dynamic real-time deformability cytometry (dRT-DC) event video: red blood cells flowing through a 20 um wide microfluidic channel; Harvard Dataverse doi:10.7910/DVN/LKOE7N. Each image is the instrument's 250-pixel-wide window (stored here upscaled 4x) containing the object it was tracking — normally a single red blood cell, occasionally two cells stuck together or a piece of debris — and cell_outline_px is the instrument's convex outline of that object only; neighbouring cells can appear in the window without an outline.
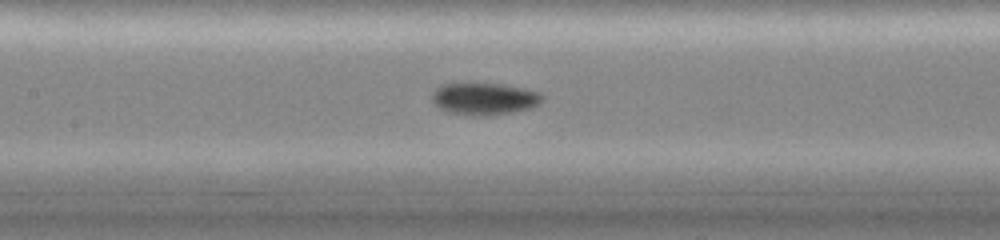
{"species": "common noctule bat (a hibernating species)", "species_latin": "Nyctalus noctula", "temperature_condition": "cold", "stored_images_in_passage": 46, "camera_frame_rate_fps": 3000, "um_per_image_px": 0.085, "animal": {"sex": "female", "body_mass_g": 19.0, "forearm_length_mm": 51.5}, "frame": {"image": 1, "passage_image": 20, "time_ms": 6.333, "image_size_px": [1000, 240], "cell_outline_px": [[544, 96], [540, 104], [532, 108], [512, 112], [488, 116], [472, 116], [444, 112], [432, 100], [432, 92], [440, 84], [504, 84], [524, 88], [540, 92]], "centroid_in_image_um": [41.18, 8.41], "position_along_channel_um": 166.2, "area_um2": 20.87}}
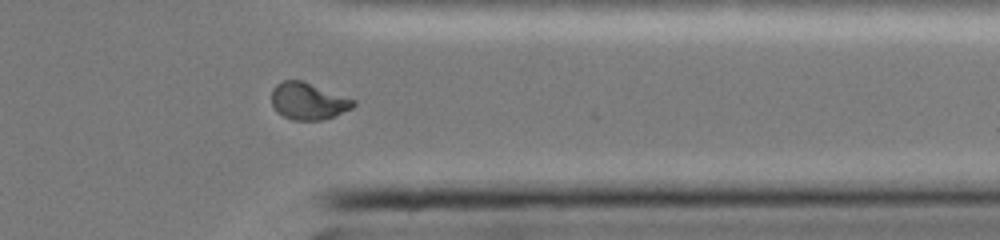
{"frame": {"image": 2, "passage_image": 36, "time_ms": 11.667, "image_size_px": [1000, 240], "cell_outline_px": [[356, 104], [352, 108], [324, 120], [292, 120], [276, 112], [272, 104], [272, 88], [276, 84], [284, 80], [300, 80], [356, 100]], "centroid_in_image_um": [26.18, 8.6], "position_along_channel_um": 385.2, "area_um2": 17.51}}
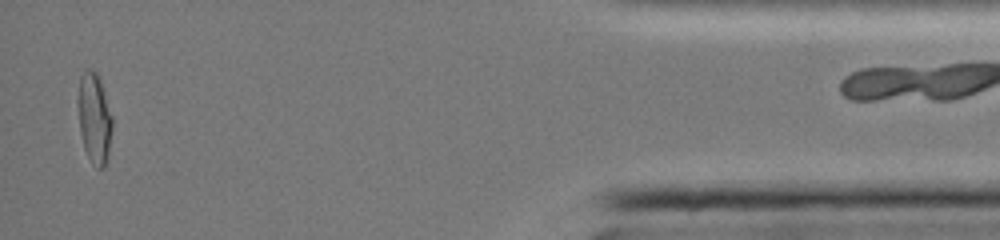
{"frame": {"image": 3, "passage_image": 44, "time_ms": 14.333, "image_size_px": [1000, 240], "cell_outline_px": [[112, 128], [108, 156], [104, 168], [100, 168], [88, 156], [84, 148], [80, 132], [76, 100], [80, 76], [88, 68], [92, 68], [96, 72], [100, 80], [112, 116]], "centroid_in_image_um": [8.0, 9.99], "position_along_channel_um": 427.2, "area_um2": 18.09}}